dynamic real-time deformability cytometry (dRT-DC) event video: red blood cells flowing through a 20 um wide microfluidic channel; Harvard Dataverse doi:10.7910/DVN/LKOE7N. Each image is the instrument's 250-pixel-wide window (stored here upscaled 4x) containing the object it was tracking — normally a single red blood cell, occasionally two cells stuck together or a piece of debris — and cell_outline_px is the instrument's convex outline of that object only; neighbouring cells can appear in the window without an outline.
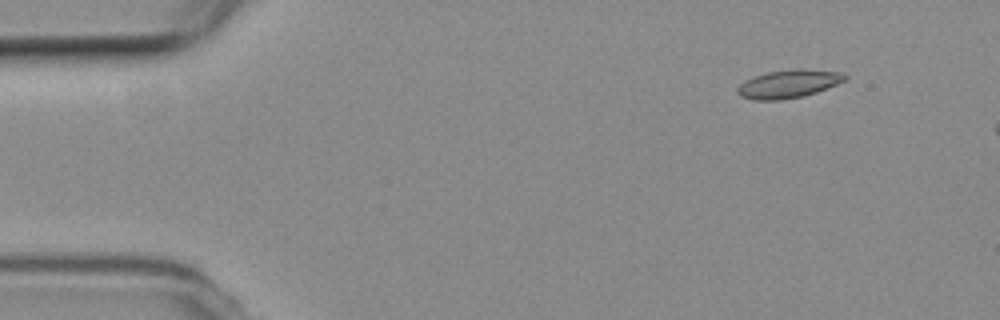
{"species": "common noctule bat (a hibernating species)", "species_latin": "Nyctalus noctula", "temperature_condition": "room temperature", "stored_images_in_passage": 3, "camera_frame_rate_fps": 3000, "um_per_image_px": 0.085, "animal": {"sex": "female", "body_mass_g": 19.3, "forearm_length_mm": 54.1}, "frame": {"image": 1, "passage_image": 1, "time_ms": 0.0, "image_size_px": [1000, 320], "cell_outline_px": [[848, 80], [816, 92], [804, 96], [780, 100], [752, 100], [740, 96], [736, 92], [736, 88], [744, 80], [752, 76], [768, 72], [792, 68], [800, 68], [844, 72], [848, 76]], "centroid_in_image_um": [67.03, 7.12], "position_along_channel_um": 18.0, "area_um2": 18.09}}